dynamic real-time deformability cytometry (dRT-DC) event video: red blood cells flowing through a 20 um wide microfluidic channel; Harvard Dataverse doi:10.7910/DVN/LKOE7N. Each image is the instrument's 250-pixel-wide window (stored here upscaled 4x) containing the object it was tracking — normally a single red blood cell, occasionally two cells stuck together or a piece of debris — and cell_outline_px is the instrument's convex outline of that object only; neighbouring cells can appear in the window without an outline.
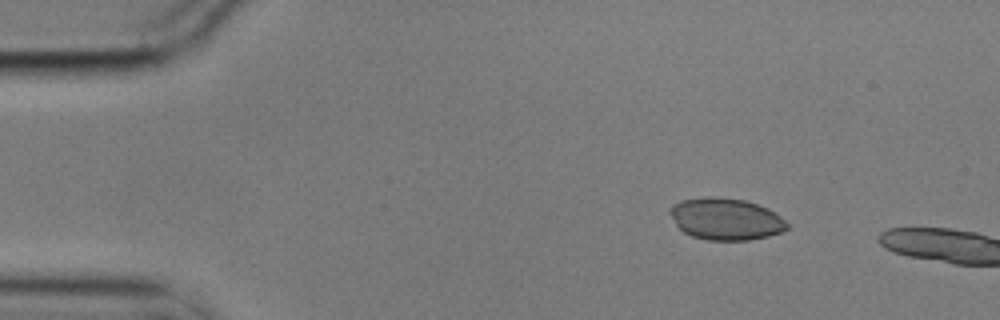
{"species": "common noctule bat (a hibernating species)", "species_latin": "Nyctalus noctula", "temperature_condition": "cold", "stored_images_in_passage": 2, "camera_frame_rate_fps": 3000, "um_per_image_px": 0.085, "animal": {"sex": "male", "body_mass_g": 17.9}, "frame": {"image": 1, "passage_image": 1, "time_ms": 0.0, "image_size_px": [1000, 320], "cell_outline_px": [[788, 228], [780, 232], [768, 236], [748, 240], [708, 240], [692, 236], [684, 232], [676, 224], [668, 212], [668, 208], [672, 204], [680, 200], [708, 196], [716, 196], [744, 200], [768, 208], [776, 212], [788, 224]], "centroid_in_image_um": [61.66, 18.6], "position_along_channel_um": 23.3, "area_um2": 28.67}}